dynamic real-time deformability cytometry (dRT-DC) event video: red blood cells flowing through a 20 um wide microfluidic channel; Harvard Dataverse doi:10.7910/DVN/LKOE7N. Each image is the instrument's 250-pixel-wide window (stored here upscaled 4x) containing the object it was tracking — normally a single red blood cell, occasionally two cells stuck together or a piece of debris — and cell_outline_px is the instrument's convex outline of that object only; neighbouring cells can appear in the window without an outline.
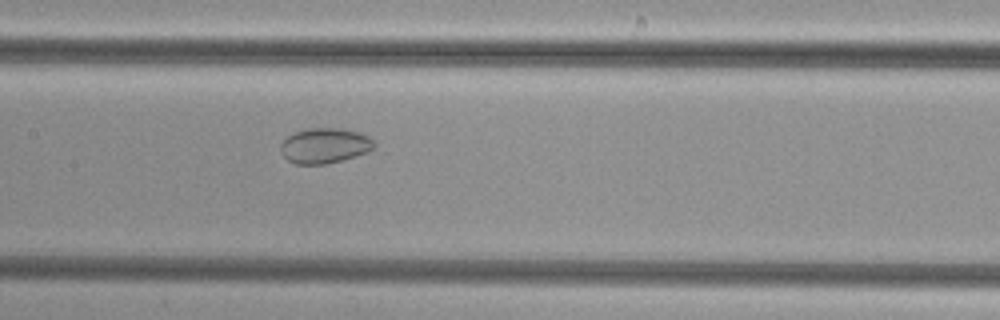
{"species": "common noctule bat (a hibernating species)", "species_latin": "Nyctalus noctula", "temperature_condition": "cold", "stored_images_in_passage": 45, "camera_frame_rate_fps": 3000, "um_per_image_px": 0.085, "animal": {"sex": "female", "body_mass_g": 29.2, "forearm_length_mm": 56.3}, "frame": {"image": 1, "passage_image": 19, "time_ms": 6.0, "image_size_px": [1000, 320], "cell_outline_px": [[376, 144], [368, 152], [356, 156], [324, 164], [296, 164], [288, 160], [280, 152], [280, 144], [288, 136], [296, 132], [308, 128], [344, 128], [360, 132], [368, 136]], "centroid_in_image_um": [27.6, 12.37], "position_along_channel_um": 179.8, "area_um2": 19.19}}
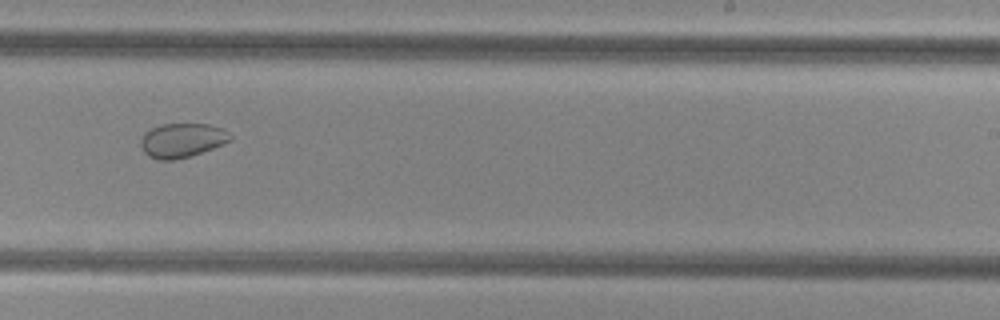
{"frame": {"image": 2, "passage_image": 26, "time_ms": 8.333, "image_size_px": [1000, 320], "cell_outline_px": [[232, 140], [224, 144], [192, 156], [176, 160], [160, 160], [148, 156], [144, 152], [140, 144], [140, 140], [144, 132], [160, 124], [208, 124], [224, 128], [232, 136]], "centroid_in_image_um": [15.49, 11.93], "position_along_channel_um": 273.5, "area_um2": 18.15}}
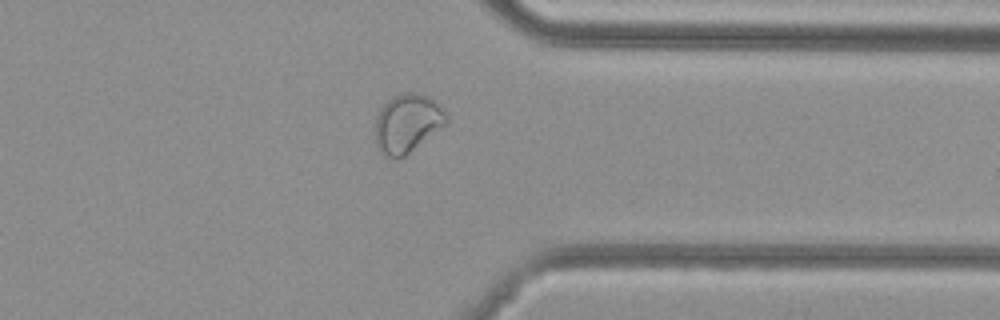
{"frame": {"image": 3, "passage_image": 34, "time_ms": 11.0, "image_size_px": [1000, 320], "cell_outline_px": [[448, 120], [444, 124], [400, 160], [384, 156], [380, 152], [376, 144], [376, 116], [380, 108], [392, 96], [400, 92], [416, 92], [428, 96], [436, 100], [444, 108], [448, 116]], "centroid_in_image_um": [34.61, 10.46], "position_along_channel_um": 376.8, "area_um2": 24.45}}